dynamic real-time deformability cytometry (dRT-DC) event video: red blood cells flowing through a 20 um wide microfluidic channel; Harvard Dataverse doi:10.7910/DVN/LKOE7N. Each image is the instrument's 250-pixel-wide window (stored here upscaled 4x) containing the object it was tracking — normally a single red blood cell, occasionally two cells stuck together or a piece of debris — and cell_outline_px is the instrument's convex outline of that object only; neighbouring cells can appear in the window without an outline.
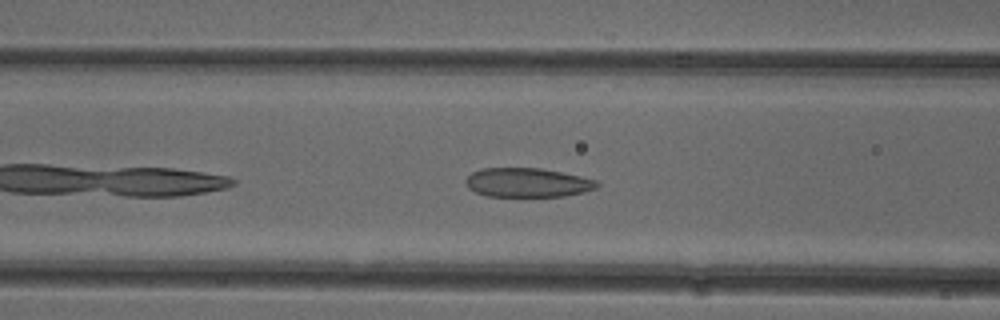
{"species": "common noctule bat (a hibernating species)", "species_latin": "Nyctalus noctula", "temperature_condition": "cold", "stored_images_in_passage": 36, "camera_frame_rate_fps": 3000, "um_per_image_px": 0.085, "animal": {"sex": "female"}, "frame": {"image": 1, "passage_image": 7, "time_ms": 2.0, "image_size_px": [1000, 320], "cell_outline_px": [[600, 184], [596, 188], [584, 192], [564, 196], [488, 196], [476, 192], [468, 188], [464, 184], [464, 180], [472, 172], [480, 168], [540, 168], [580, 176], [596, 180]], "centroid_in_image_um": [44.8, 15.51], "position_along_channel_um": 121.8, "area_um2": 22.31}}
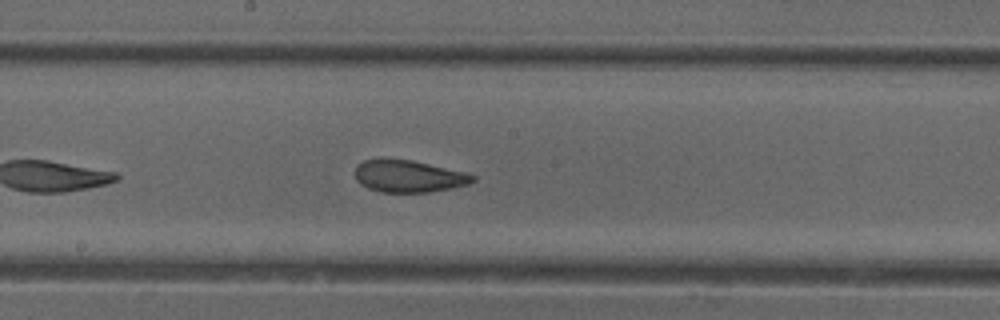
{"frame": {"image": 2, "passage_image": 14, "time_ms": 4.333, "image_size_px": [1000, 320], "cell_outline_px": [[476, 180], [468, 184], [452, 188], [428, 192], [380, 192], [368, 188], [360, 184], [356, 180], [356, 164], [364, 160], [380, 156], [384, 156], [412, 160], [464, 172], [476, 176]], "centroid_in_image_um": [34.67, 14.94], "position_along_channel_um": 213.5, "area_um2": 22.48}}
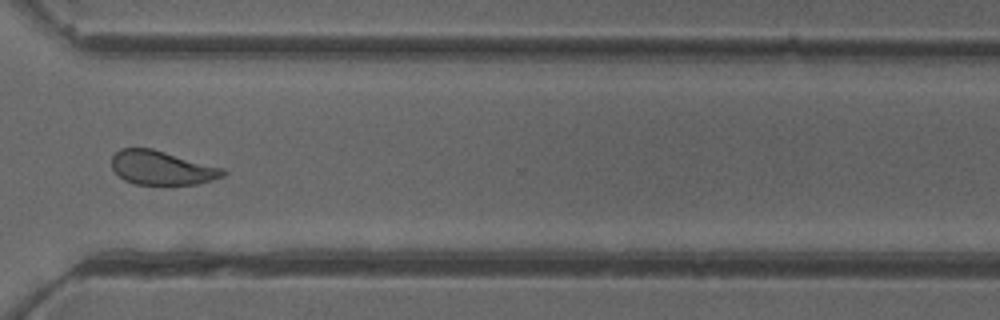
{"frame": {"image": 3, "passage_image": 25, "time_ms": 8.0, "image_size_px": [1000, 320], "cell_outline_px": [[228, 172], [224, 176], [212, 180], [196, 184], [136, 184], [124, 180], [112, 168], [112, 156], [120, 148], [152, 148], [224, 168]], "centroid_in_image_um": [13.77, 14.26], "position_along_channel_um": 356.8, "area_um2": 22.02}, "authors_computed_cell_mechanics": {"area_um2": 23.1489, "velocity_mm_per_s": 3.9142, "shape_relaxation_time_tau1_ms": 7.3687, "shape_relaxation_time_tau2_ms": 1.2068, "deformation_change_tau1": 0.1452, "deformation_change_tau2": 0.0697}}